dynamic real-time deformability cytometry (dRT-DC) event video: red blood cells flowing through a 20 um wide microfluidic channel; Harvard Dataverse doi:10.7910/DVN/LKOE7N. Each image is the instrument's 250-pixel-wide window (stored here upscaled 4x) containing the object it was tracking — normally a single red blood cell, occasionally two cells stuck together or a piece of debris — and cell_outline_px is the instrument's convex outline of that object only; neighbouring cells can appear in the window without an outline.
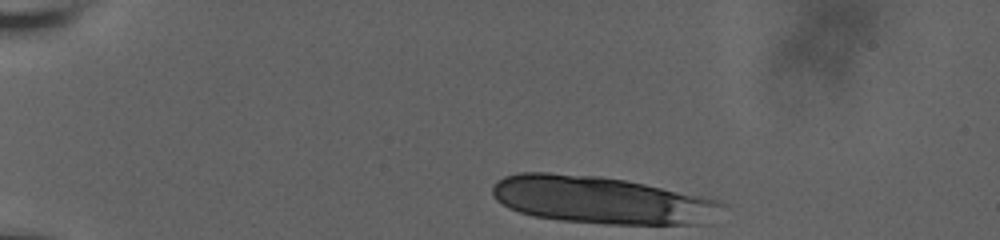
{"species": "human", "species_latin": "Homo sapiens", "temperature_condition": "room temperature", "stored_images_in_passage": 6, "camera_frame_rate_fps": 3000, "um_per_image_px": 0.085, "donor": {"sex": "male"}, "frame": {"image": 1, "passage_image": 1, "time_ms": 0.0, "image_size_px": [1000, 240], "cell_outline_px": [[724, 204], [696, 224], [608, 224], [560, 220], [536, 216], [520, 212], [508, 208], [496, 200], [492, 192], [492, 184], [496, 180], [504, 176], [520, 172], [548, 172], [600, 176], [624, 180], [644, 184], [720, 200]], "centroid_in_image_um": [50.94, 16.98], "position_along_channel_um": 34.1, "area_um2": 62.54}}